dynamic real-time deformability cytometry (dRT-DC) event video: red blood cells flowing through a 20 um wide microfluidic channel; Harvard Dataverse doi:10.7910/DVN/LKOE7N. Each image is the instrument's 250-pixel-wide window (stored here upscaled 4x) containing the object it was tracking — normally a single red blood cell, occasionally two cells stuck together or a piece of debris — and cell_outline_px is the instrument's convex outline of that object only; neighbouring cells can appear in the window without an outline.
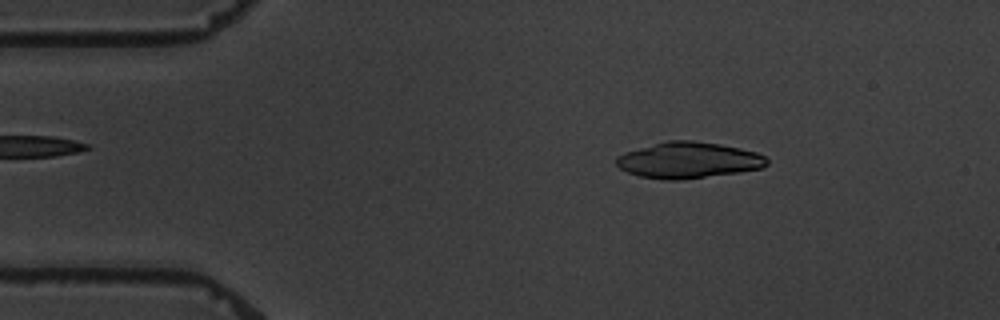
{"species": "common noctule bat (a hibernating species)", "species_latin": "Nyctalus noctula", "temperature_condition": "warm", "stored_images_in_passage": 4, "camera_frame_rate_fps": 3000, "um_per_image_px": 0.085, "animal": {"sex": "male", "body_mass_g": 19.5, "forearm_length_mm": 54.6}, "frame": {"image": 1, "passage_image": 2, "time_ms": 1.333, "image_size_px": [1000, 320], "cell_outline_px": [[768, 164], [764, 168], [740, 172], [680, 180], [664, 180], [640, 176], [628, 172], [620, 168], [616, 164], [616, 156], [624, 152], [668, 140], [692, 140], [720, 144], [740, 148], [756, 152], [764, 156], [768, 160]], "centroid_in_image_um": [58.53, 13.62], "position_along_channel_um": 26.5, "area_um2": 31.73}}